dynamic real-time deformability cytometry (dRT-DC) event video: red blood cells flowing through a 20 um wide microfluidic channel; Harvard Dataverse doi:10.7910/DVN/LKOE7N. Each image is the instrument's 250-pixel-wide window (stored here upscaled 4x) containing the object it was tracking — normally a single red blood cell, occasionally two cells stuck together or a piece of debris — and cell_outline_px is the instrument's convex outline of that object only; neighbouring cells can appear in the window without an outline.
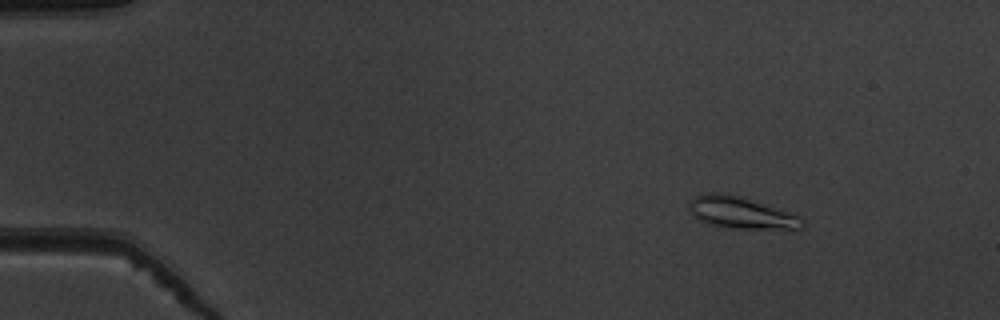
{"species": "common noctule bat (a hibernating species)", "species_latin": "Nyctalus noctula", "temperature_condition": "warm", "stored_images_in_passage": 53, "camera_frame_rate_fps": 3000, "um_per_image_px": 0.085, "animal": {"sex": "male", "body_mass_g": 19.5, "forearm_length_mm": 54.6}, "frame": {"image": 1, "passage_image": 7, "time_ms": 2.0, "image_size_px": [1000, 320], "cell_outline_px": [[804, 228], [732, 228], [704, 224], [692, 216], [688, 204], [688, 200], [704, 192], [724, 192], [788, 212], [800, 216], [804, 220]], "centroid_in_image_um": [62.88, 18.08], "position_along_channel_um": 22.1, "area_um2": 20.81}}
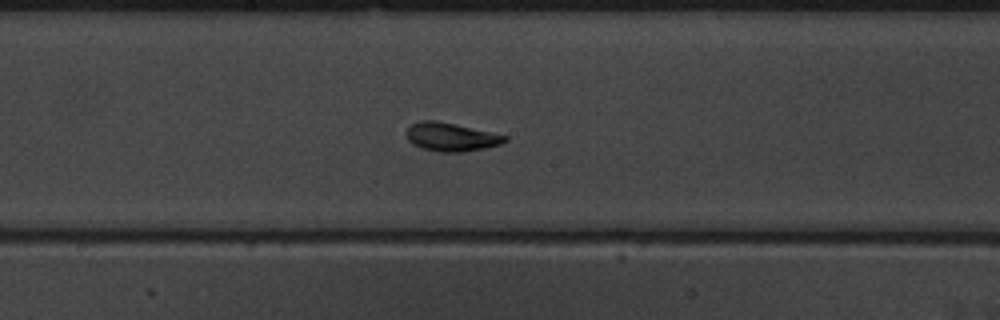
{"frame": {"image": 2, "passage_image": 29, "time_ms": 9.333, "image_size_px": [1000, 320], "cell_outline_px": [[508, 140], [500, 144], [484, 148], [460, 152], [440, 152], [420, 148], [412, 144], [408, 140], [404, 132], [412, 124], [420, 120], [436, 120], [456, 124], [508, 136]], "centroid_in_image_um": [38.3, 11.64], "position_along_channel_um": 209.9, "area_um2": 16.42}}
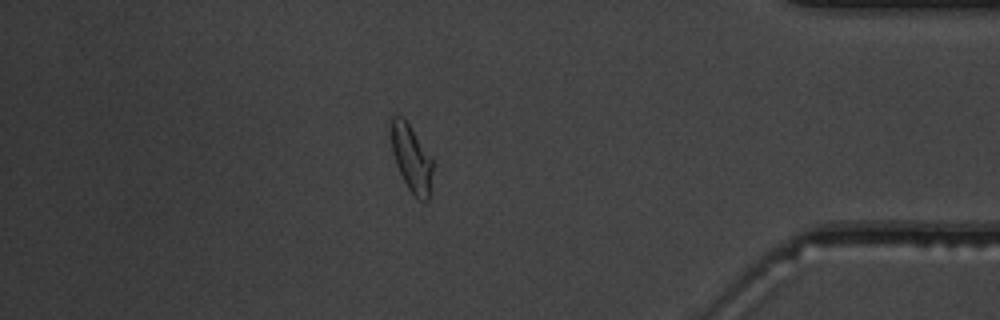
{"frame": {"image": 3, "passage_image": 46, "time_ms": 15.0, "image_size_px": [1000, 320], "cell_outline_px": [[436, 164], [432, 192], [428, 200], [424, 204], [408, 188], [396, 164], [392, 152], [388, 116], [404, 116]], "centroid_in_image_um": [35.01, 13.45], "position_along_channel_um": 400.2, "area_um2": 17.22}, "authors_computed_cell_mechanics": {"area_um2": 16.4152, "velocity_mm_per_s": 3.9026, "shape_relaxation_time_tau1_ms": 3.7613, "shape_relaxation_time_tau2_ms": 0.2815, "deformation_change_tau1": 0.1351, "deformation_change_tau2": 0.0543}}